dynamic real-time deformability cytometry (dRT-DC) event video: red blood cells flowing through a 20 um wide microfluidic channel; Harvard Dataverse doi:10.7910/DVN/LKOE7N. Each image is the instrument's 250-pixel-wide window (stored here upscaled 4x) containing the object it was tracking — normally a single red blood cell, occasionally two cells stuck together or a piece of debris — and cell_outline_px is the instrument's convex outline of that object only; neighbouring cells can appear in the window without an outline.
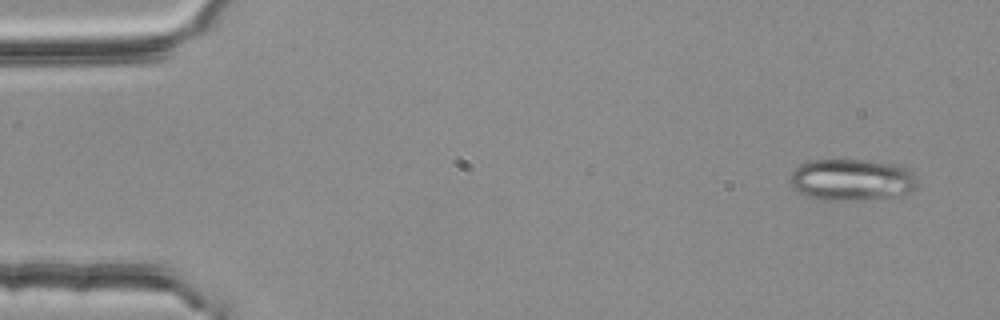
{"species": "common noctule bat (a hibernating species)", "species_latin": "Nyctalus noctula", "temperature_condition": "room temperature", "stored_images_in_passage": 4, "camera_frame_rate_fps": 3000, "um_per_image_px": 0.085, "animal": {"sex": "female", "body_mass_g": 25.1}, "frame": {"image": 1, "passage_image": 1, "time_ms": 0.0, "image_size_px": [1000, 320], "cell_outline_px": [[916, 188], [912, 192], [896, 196], [860, 200], [824, 200], [800, 192], [792, 184], [792, 172], [800, 164], [812, 160], [860, 160], [900, 164], [916, 176]], "centroid_in_image_um": [72.47, 15.27], "position_along_channel_um": 12.5, "area_um2": 30.58}}